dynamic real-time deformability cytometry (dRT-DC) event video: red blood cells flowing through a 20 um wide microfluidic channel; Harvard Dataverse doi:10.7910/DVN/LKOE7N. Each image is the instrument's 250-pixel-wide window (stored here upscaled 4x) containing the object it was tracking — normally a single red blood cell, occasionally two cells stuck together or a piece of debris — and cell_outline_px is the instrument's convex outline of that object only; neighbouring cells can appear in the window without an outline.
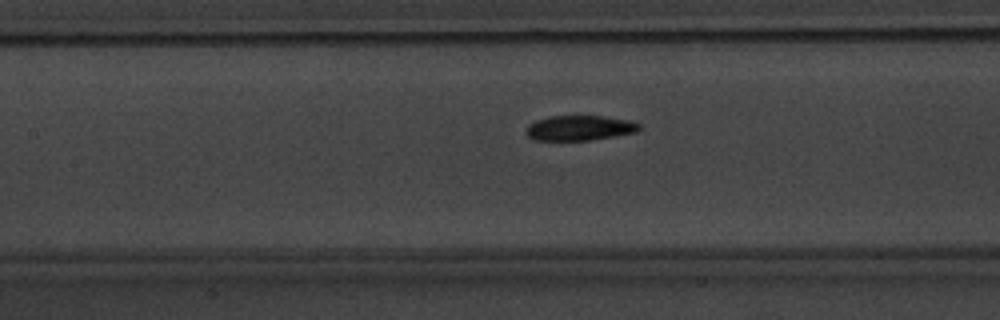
{"species": "common noctule bat (a hibernating species)", "species_latin": "Nyctalus noctula", "temperature_condition": "warm", "stored_images_in_passage": 4, "camera_frame_rate_fps": 3000, "um_per_image_px": 0.085, "animal": {"sex": "male", "body_mass_g": 20.1, "forearm_length_mm": 53.5}, "frame": {"image": 1, "passage_image": 4, "time_ms": 4.333, "image_size_px": [1000, 320], "cell_outline_px": [[640, 128], [636, 132], [616, 136], [592, 140], [532, 140], [524, 132], [528, 124], [536, 120], [548, 116], [604, 116], [628, 120], [640, 124]], "centroid_in_image_um": [49.23, 10.88], "position_along_channel_um": 158.2, "area_um2": 16.65}}